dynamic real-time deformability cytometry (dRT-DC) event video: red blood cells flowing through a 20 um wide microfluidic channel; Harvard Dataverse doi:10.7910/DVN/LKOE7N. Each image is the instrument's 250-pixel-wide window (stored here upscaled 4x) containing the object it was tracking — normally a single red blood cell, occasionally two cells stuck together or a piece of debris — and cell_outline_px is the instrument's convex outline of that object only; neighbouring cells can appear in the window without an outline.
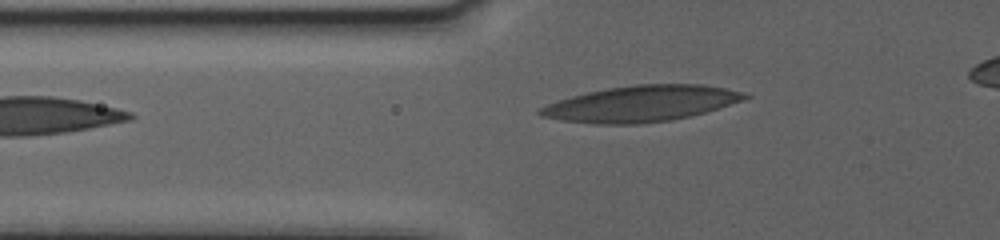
{"species": "human", "species_latin": "Homo sapiens", "temperature_condition": "warm", "stored_images_in_passage": 41, "camera_frame_rate_fps": 3000, "um_per_image_px": 0.085, "donor": {"sex": "female"}, "frame": {"image": 1, "passage_image": 2, "time_ms": 0.333, "image_size_px": [1000, 240], "cell_outline_px": [[752, 96], [704, 112], [672, 120], [636, 124], [596, 124], [564, 120], [540, 116], [536, 112], [540, 108], [548, 104], [572, 96], [588, 92], [608, 88], [636, 84], [704, 84], [724, 88], [740, 92]], "centroid_in_image_um": [54.45, 8.81], "position_along_channel_um": 71.3, "area_um2": 42.25}}
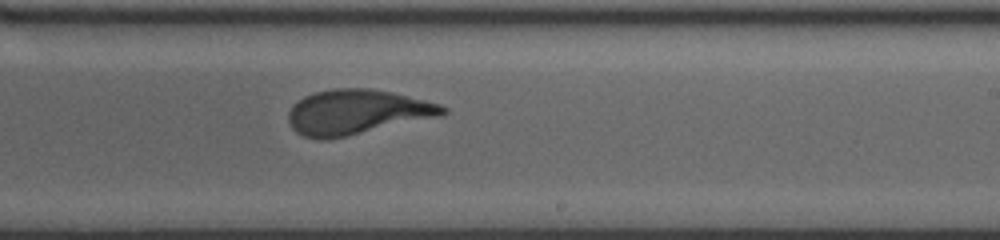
{"frame": {"image": 2, "passage_image": 20, "time_ms": 6.333, "image_size_px": [1000, 240], "cell_outline_px": [[448, 112], [440, 116], [348, 136], [328, 140], [320, 140], [304, 136], [296, 132], [292, 128], [288, 120], [288, 112], [292, 104], [304, 96], [316, 92], [332, 88], [368, 88], [392, 92], [440, 104], [448, 108]], "centroid_in_image_um": [30.31, 9.53], "position_along_channel_um": 258.7, "area_um2": 40.46}}
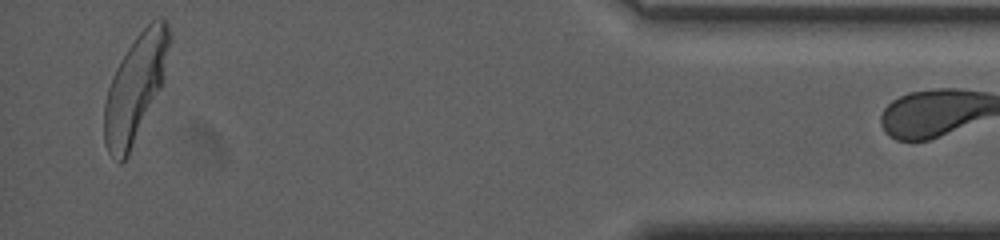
{"frame": {"image": 3, "passage_image": 40, "time_ms": 13.0, "image_size_px": [1000, 240], "cell_outline_px": [[172, 40], [160, 88], [128, 156], [120, 164], [108, 152], [104, 144], [104, 104], [108, 88], [112, 76], [120, 60], [136, 36], [152, 20], [160, 16], [168, 24], [172, 32]], "centroid_in_image_um": [11.51, 7.44], "position_along_channel_um": 423.7, "area_um2": 40.11}}